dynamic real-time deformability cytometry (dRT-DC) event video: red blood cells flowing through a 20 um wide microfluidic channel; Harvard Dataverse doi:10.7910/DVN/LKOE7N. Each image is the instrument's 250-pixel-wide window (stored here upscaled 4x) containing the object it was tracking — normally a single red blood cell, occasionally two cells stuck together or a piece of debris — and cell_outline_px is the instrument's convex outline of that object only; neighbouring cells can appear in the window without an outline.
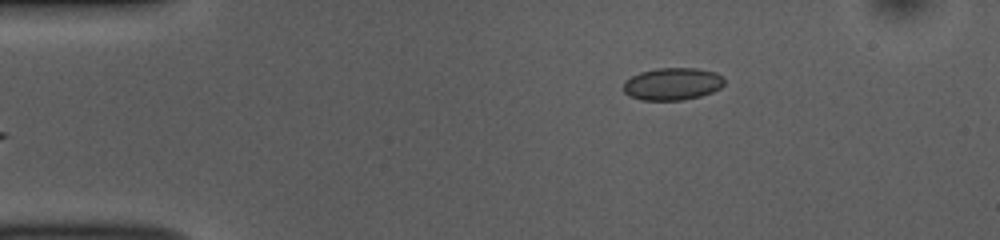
{"species": "common noctule bat (a hibernating species)", "species_latin": "Nyctalus noctula", "temperature_condition": "room temperature", "stored_images_in_passage": 44, "camera_frame_rate_fps": 3000, "um_per_image_px": 0.085, "animal": {"sex": "female", "body_mass_g": 10.0, "forearm_length_mm": 53.1}, "frame": {"image": 1, "passage_image": 1, "time_ms": 0.0, "image_size_px": [1000, 240], "cell_outline_px": [[724, 84], [720, 88], [712, 92], [700, 96], [684, 100], [640, 100], [628, 96], [624, 92], [624, 80], [640, 72], [656, 68], [696, 68], [716, 72], [724, 80]], "centroid_in_image_um": [57.13, 7.14], "position_along_channel_um": 27.9, "area_um2": 19.13}}
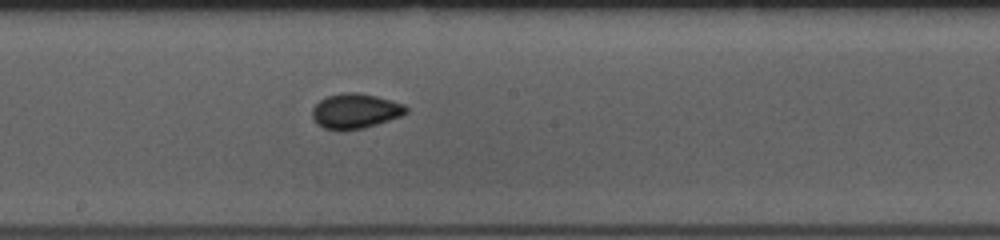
{"frame": {"image": 2, "passage_image": 20, "time_ms": 6.333, "image_size_px": [1000, 240], "cell_outline_px": [[408, 112], [400, 116], [364, 128], [340, 132], [324, 128], [316, 124], [312, 120], [312, 108], [320, 100], [328, 96], [344, 92], [356, 92], [376, 96], [392, 100], [404, 104], [408, 108]], "centroid_in_image_um": [30.17, 9.46], "position_along_channel_um": 218.0, "area_um2": 19.36}}
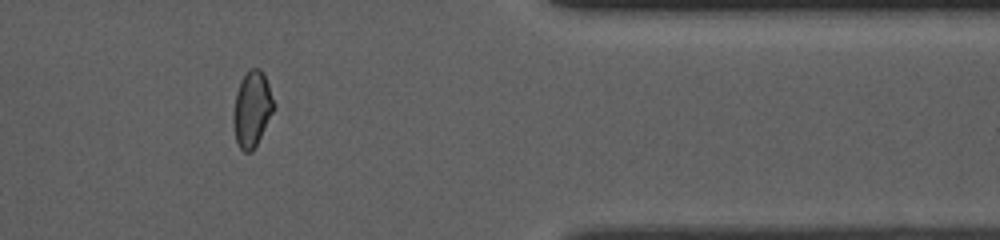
{"frame": {"image": 3, "passage_image": 35, "time_ms": 11.333, "image_size_px": [1000, 240], "cell_outline_px": [[276, 104], [252, 152], [244, 152], [240, 148], [236, 140], [232, 120], [232, 112], [236, 92], [240, 80], [248, 68], [260, 68], [264, 72]], "centroid_in_image_um": [21.4, 9.21], "position_along_channel_um": 390.0, "area_um2": 17.98}, "authors_computed_cell_mechanics": {"area_um2": 18.5827, "velocity_mm_per_s": 3.8666, "shape_relaxation_time_tau1_ms": 4.76, "shape_relaxation_time_tau2_ms": 1.5215, "deformation_change_tau1": 0.0694, "deformation_change_tau2": 0.0501}}